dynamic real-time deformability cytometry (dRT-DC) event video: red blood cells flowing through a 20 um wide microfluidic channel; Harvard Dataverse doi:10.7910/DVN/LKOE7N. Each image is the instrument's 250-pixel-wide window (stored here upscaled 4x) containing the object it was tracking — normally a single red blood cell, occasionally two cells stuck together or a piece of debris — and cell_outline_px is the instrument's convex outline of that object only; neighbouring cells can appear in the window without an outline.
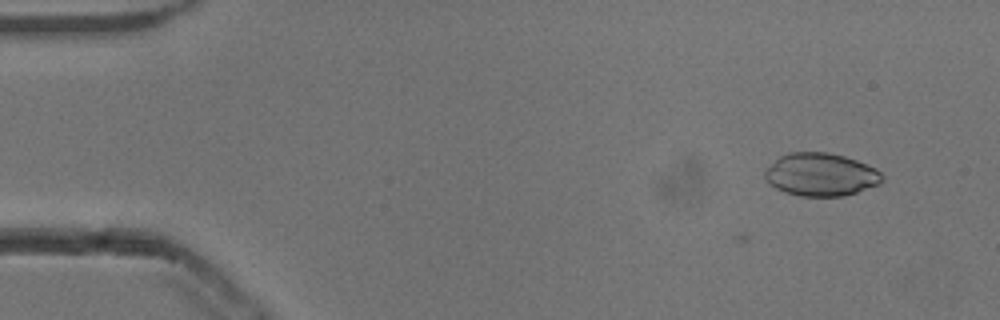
{"species": "common noctule bat (a hibernating species)", "species_latin": "Nyctalus noctula", "temperature_condition": "cold", "stored_images_in_passage": 7, "camera_frame_rate_fps": 3000, "um_per_image_px": 0.085, "animal": {"sex": "male", "body_mass_g": 13.3}, "frame": {"image": 1, "passage_image": 4, "time_ms": 1.0, "image_size_px": [1000, 320], "cell_outline_px": [[884, 180], [880, 184], [844, 196], [800, 196], [784, 192], [776, 188], [764, 176], [764, 172], [780, 156], [788, 152], [828, 152], [844, 156], [856, 160], [876, 168], [880, 172]], "centroid_in_image_um": [69.8, 14.84], "position_along_channel_um": 15.2, "area_um2": 29.19}}